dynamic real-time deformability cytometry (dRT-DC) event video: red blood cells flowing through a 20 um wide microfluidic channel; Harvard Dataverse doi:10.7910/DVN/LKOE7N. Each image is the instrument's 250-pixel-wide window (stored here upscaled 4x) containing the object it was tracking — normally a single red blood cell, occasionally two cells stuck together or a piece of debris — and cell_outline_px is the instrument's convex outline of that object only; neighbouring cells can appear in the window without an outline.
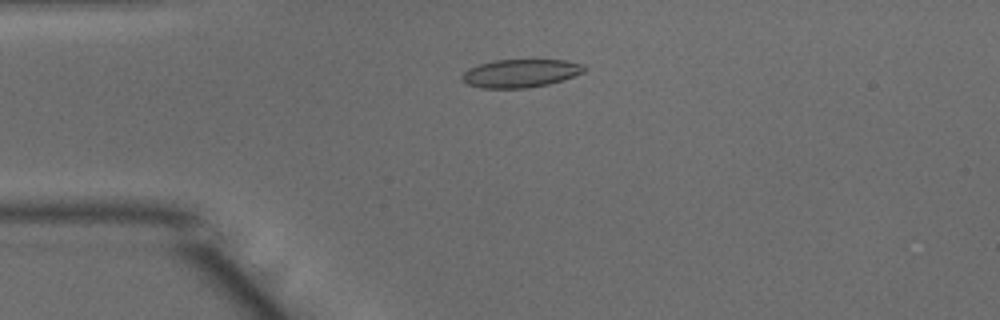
{"species": "common noctule bat (a hibernating species)", "species_latin": "Nyctalus noctula", "temperature_condition": "warm", "stored_images_in_passage": 49, "camera_frame_rate_fps": 3000, "um_per_image_px": 0.085, "animal": {"sex": "male", "body_mass_g": 15.6}, "frame": {"image": 1, "passage_image": 11, "time_ms": 3.333, "image_size_px": [1000, 320], "cell_outline_px": [[588, 68], [584, 72], [548, 84], [528, 88], [480, 88], [468, 84], [460, 76], [468, 68], [480, 64], [496, 60], [564, 60], [584, 64]], "centroid_in_image_um": [44.25, 6.23], "position_along_channel_um": 40.7, "area_um2": 19.94}}
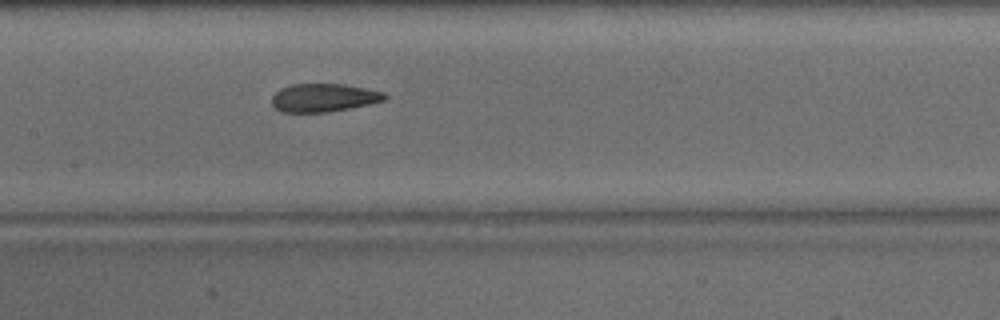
{"frame": {"image": 2, "passage_image": 23, "time_ms": 7.333, "image_size_px": [1000, 320], "cell_outline_px": [[388, 96], [384, 100], [368, 104], [328, 112], [280, 112], [272, 104], [272, 96], [280, 88], [292, 84], [344, 84], [384, 92]], "centroid_in_image_um": [27.49, 8.3], "position_along_channel_um": 179.9, "area_um2": 18.44}}
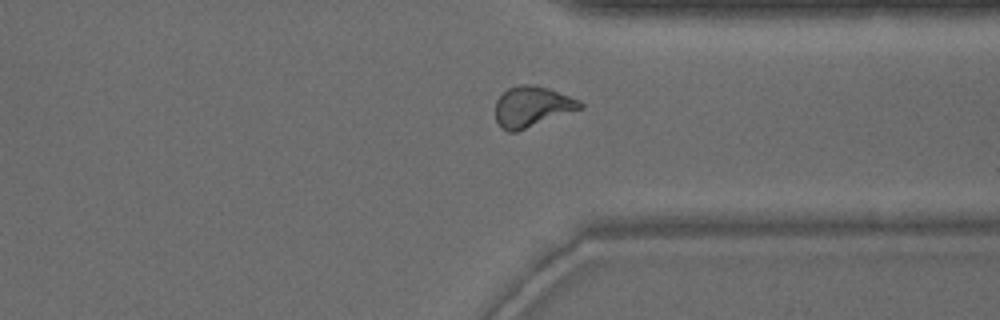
{"frame": {"image": 3, "passage_image": 37, "time_ms": 12.0, "image_size_px": [1000, 320], "cell_outline_px": [[584, 108], [516, 132], [508, 132], [500, 128], [496, 120], [496, 100], [508, 88], [520, 84], [532, 84], [548, 88], [580, 100], [584, 104]], "centroid_in_image_um": [45.23, 9.07], "position_along_channel_um": 366.2, "area_um2": 20.17}, "authors_computed_cell_mechanics": {"area_um2": 19.8254, "velocity_mm_per_s": 4.0106, "shape_relaxation_time_tau1_ms": null, "shape_relaxation_time_tau2_ms": 2.1674, "deformation_change_tau1": null, "deformation_change_tau2": 0.0984}}